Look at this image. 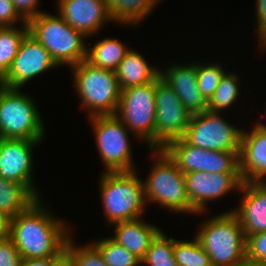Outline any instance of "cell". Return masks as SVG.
I'll return each mask as SVG.
<instances>
[{
    "mask_svg": "<svg viewBox=\"0 0 266 266\" xmlns=\"http://www.w3.org/2000/svg\"><path fill=\"white\" fill-rule=\"evenodd\" d=\"M47 208L38 198L10 219L9 238L21 258H57L64 251L66 241L73 233L71 224Z\"/></svg>",
    "mask_w": 266,
    "mask_h": 266,
    "instance_id": "1",
    "label": "cell"
},
{
    "mask_svg": "<svg viewBox=\"0 0 266 266\" xmlns=\"http://www.w3.org/2000/svg\"><path fill=\"white\" fill-rule=\"evenodd\" d=\"M195 237L212 266H240L246 261L247 238L238 217L230 210L203 221Z\"/></svg>",
    "mask_w": 266,
    "mask_h": 266,
    "instance_id": "2",
    "label": "cell"
},
{
    "mask_svg": "<svg viewBox=\"0 0 266 266\" xmlns=\"http://www.w3.org/2000/svg\"><path fill=\"white\" fill-rule=\"evenodd\" d=\"M100 200L106 223L113 224L144 217L147 207L144 183L137 170L130 172H101Z\"/></svg>",
    "mask_w": 266,
    "mask_h": 266,
    "instance_id": "3",
    "label": "cell"
},
{
    "mask_svg": "<svg viewBox=\"0 0 266 266\" xmlns=\"http://www.w3.org/2000/svg\"><path fill=\"white\" fill-rule=\"evenodd\" d=\"M151 151L154 160L146 180L143 179L146 204L156 203L175 214H197L189 202L184 173L163 149Z\"/></svg>",
    "mask_w": 266,
    "mask_h": 266,
    "instance_id": "4",
    "label": "cell"
},
{
    "mask_svg": "<svg viewBox=\"0 0 266 266\" xmlns=\"http://www.w3.org/2000/svg\"><path fill=\"white\" fill-rule=\"evenodd\" d=\"M27 24L29 34L43 45L59 67L70 68L86 59V37L66 23L58 13L42 12Z\"/></svg>",
    "mask_w": 266,
    "mask_h": 266,
    "instance_id": "5",
    "label": "cell"
},
{
    "mask_svg": "<svg viewBox=\"0 0 266 266\" xmlns=\"http://www.w3.org/2000/svg\"><path fill=\"white\" fill-rule=\"evenodd\" d=\"M75 92L80 105L92 116L115 115L121 89L113 70L93 66L86 59L71 66Z\"/></svg>",
    "mask_w": 266,
    "mask_h": 266,
    "instance_id": "6",
    "label": "cell"
},
{
    "mask_svg": "<svg viewBox=\"0 0 266 266\" xmlns=\"http://www.w3.org/2000/svg\"><path fill=\"white\" fill-rule=\"evenodd\" d=\"M44 125L32 96L0 85V132L4 139L44 140Z\"/></svg>",
    "mask_w": 266,
    "mask_h": 266,
    "instance_id": "7",
    "label": "cell"
},
{
    "mask_svg": "<svg viewBox=\"0 0 266 266\" xmlns=\"http://www.w3.org/2000/svg\"><path fill=\"white\" fill-rule=\"evenodd\" d=\"M95 143L104 165L103 172L135 171L129 130L116 115L92 116Z\"/></svg>",
    "mask_w": 266,
    "mask_h": 266,
    "instance_id": "8",
    "label": "cell"
},
{
    "mask_svg": "<svg viewBox=\"0 0 266 266\" xmlns=\"http://www.w3.org/2000/svg\"><path fill=\"white\" fill-rule=\"evenodd\" d=\"M155 80L121 90L116 116L135 139L155 149Z\"/></svg>",
    "mask_w": 266,
    "mask_h": 266,
    "instance_id": "9",
    "label": "cell"
},
{
    "mask_svg": "<svg viewBox=\"0 0 266 266\" xmlns=\"http://www.w3.org/2000/svg\"><path fill=\"white\" fill-rule=\"evenodd\" d=\"M222 115V116H221ZM243 128L230 124L223 113L203 111L192 114L185 134L187 143L208 151L240 152Z\"/></svg>",
    "mask_w": 266,
    "mask_h": 266,
    "instance_id": "10",
    "label": "cell"
},
{
    "mask_svg": "<svg viewBox=\"0 0 266 266\" xmlns=\"http://www.w3.org/2000/svg\"><path fill=\"white\" fill-rule=\"evenodd\" d=\"M155 106V149H163L184 136L192 114L160 75L155 79Z\"/></svg>",
    "mask_w": 266,
    "mask_h": 266,
    "instance_id": "11",
    "label": "cell"
},
{
    "mask_svg": "<svg viewBox=\"0 0 266 266\" xmlns=\"http://www.w3.org/2000/svg\"><path fill=\"white\" fill-rule=\"evenodd\" d=\"M41 142L43 140L3 138L0 143V176L24 185L37 199L41 198V193L33 179V148Z\"/></svg>",
    "mask_w": 266,
    "mask_h": 266,
    "instance_id": "12",
    "label": "cell"
},
{
    "mask_svg": "<svg viewBox=\"0 0 266 266\" xmlns=\"http://www.w3.org/2000/svg\"><path fill=\"white\" fill-rule=\"evenodd\" d=\"M59 68L50 53L29 33L22 40L18 53L0 85L6 88L22 89L25 84L47 70Z\"/></svg>",
    "mask_w": 266,
    "mask_h": 266,
    "instance_id": "13",
    "label": "cell"
},
{
    "mask_svg": "<svg viewBox=\"0 0 266 266\" xmlns=\"http://www.w3.org/2000/svg\"><path fill=\"white\" fill-rule=\"evenodd\" d=\"M187 195L196 215L208 210V203L222 197L239 193L242 184L240 173L189 172L184 174Z\"/></svg>",
    "mask_w": 266,
    "mask_h": 266,
    "instance_id": "14",
    "label": "cell"
},
{
    "mask_svg": "<svg viewBox=\"0 0 266 266\" xmlns=\"http://www.w3.org/2000/svg\"><path fill=\"white\" fill-rule=\"evenodd\" d=\"M56 2L57 13L86 39L100 32L106 23L113 22L105 0H57Z\"/></svg>",
    "mask_w": 266,
    "mask_h": 266,
    "instance_id": "15",
    "label": "cell"
},
{
    "mask_svg": "<svg viewBox=\"0 0 266 266\" xmlns=\"http://www.w3.org/2000/svg\"><path fill=\"white\" fill-rule=\"evenodd\" d=\"M160 77L177 94L181 103L191 113L207 111V101L202 96L197 82V62L188 64H170L164 70L160 68Z\"/></svg>",
    "mask_w": 266,
    "mask_h": 266,
    "instance_id": "16",
    "label": "cell"
},
{
    "mask_svg": "<svg viewBox=\"0 0 266 266\" xmlns=\"http://www.w3.org/2000/svg\"><path fill=\"white\" fill-rule=\"evenodd\" d=\"M242 130L239 169L244 183H266V131Z\"/></svg>",
    "mask_w": 266,
    "mask_h": 266,
    "instance_id": "17",
    "label": "cell"
},
{
    "mask_svg": "<svg viewBox=\"0 0 266 266\" xmlns=\"http://www.w3.org/2000/svg\"><path fill=\"white\" fill-rule=\"evenodd\" d=\"M239 192L240 204L230 211L238 217L245 236L266 231V183L242 182Z\"/></svg>",
    "mask_w": 266,
    "mask_h": 266,
    "instance_id": "18",
    "label": "cell"
},
{
    "mask_svg": "<svg viewBox=\"0 0 266 266\" xmlns=\"http://www.w3.org/2000/svg\"><path fill=\"white\" fill-rule=\"evenodd\" d=\"M114 235L110 236L140 261L149 249L151 241L161 231L159 226L147 222L143 217L113 224Z\"/></svg>",
    "mask_w": 266,
    "mask_h": 266,
    "instance_id": "19",
    "label": "cell"
},
{
    "mask_svg": "<svg viewBox=\"0 0 266 266\" xmlns=\"http://www.w3.org/2000/svg\"><path fill=\"white\" fill-rule=\"evenodd\" d=\"M146 60L143 54L132 48L125 55L115 70L121 90L153 82L160 75V69Z\"/></svg>",
    "mask_w": 266,
    "mask_h": 266,
    "instance_id": "20",
    "label": "cell"
},
{
    "mask_svg": "<svg viewBox=\"0 0 266 266\" xmlns=\"http://www.w3.org/2000/svg\"><path fill=\"white\" fill-rule=\"evenodd\" d=\"M107 11L117 25L139 26L152 12L157 0H105Z\"/></svg>",
    "mask_w": 266,
    "mask_h": 266,
    "instance_id": "21",
    "label": "cell"
},
{
    "mask_svg": "<svg viewBox=\"0 0 266 266\" xmlns=\"http://www.w3.org/2000/svg\"><path fill=\"white\" fill-rule=\"evenodd\" d=\"M163 150L184 174L189 172L207 173L208 150L195 147L183 138L170 141Z\"/></svg>",
    "mask_w": 266,
    "mask_h": 266,
    "instance_id": "22",
    "label": "cell"
},
{
    "mask_svg": "<svg viewBox=\"0 0 266 266\" xmlns=\"http://www.w3.org/2000/svg\"><path fill=\"white\" fill-rule=\"evenodd\" d=\"M118 38L105 37L87 47L86 60L93 66L115 71L131 48Z\"/></svg>",
    "mask_w": 266,
    "mask_h": 266,
    "instance_id": "23",
    "label": "cell"
},
{
    "mask_svg": "<svg viewBox=\"0 0 266 266\" xmlns=\"http://www.w3.org/2000/svg\"><path fill=\"white\" fill-rule=\"evenodd\" d=\"M36 200L24 185L0 176V212L10 219L25 211Z\"/></svg>",
    "mask_w": 266,
    "mask_h": 266,
    "instance_id": "24",
    "label": "cell"
},
{
    "mask_svg": "<svg viewBox=\"0 0 266 266\" xmlns=\"http://www.w3.org/2000/svg\"><path fill=\"white\" fill-rule=\"evenodd\" d=\"M240 78L235 72L226 71L221 77L220 83L207 102V110L213 113H223L239 100Z\"/></svg>",
    "mask_w": 266,
    "mask_h": 266,
    "instance_id": "25",
    "label": "cell"
},
{
    "mask_svg": "<svg viewBox=\"0 0 266 266\" xmlns=\"http://www.w3.org/2000/svg\"><path fill=\"white\" fill-rule=\"evenodd\" d=\"M20 26L0 27V81L7 74L22 40L29 33L28 24Z\"/></svg>",
    "mask_w": 266,
    "mask_h": 266,
    "instance_id": "26",
    "label": "cell"
},
{
    "mask_svg": "<svg viewBox=\"0 0 266 266\" xmlns=\"http://www.w3.org/2000/svg\"><path fill=\"white\" fill-rule=\"evenodd\" d=\"M174 238L160 231L151 241L149 249L141 260L142 266H178L174 258Z\"/></svg>",
    "mask_w": 266,
    "mask_h": 266,
    "instance_id": "27",
    "label": "cell"
},
{
    "mask_svg": "<svg viewBox=\"0 0 266 266\" xmlns=\"http://www.w3.org/2000/svg\"><path fill=\"white\" fill-rule=\"evenodd\" d=\"M173 253L178 266H212L209 255L195 236L190 241L174 238Z\"/></svg>",
    "mask_w": 266,
    "mask_h": 266,
    "instance_id": "28",
    "label": "cell"
},
{
    "mask_svg": "<svg viewBox=\"0 0 266 266\" xmlns=\"http://www.w3.org/2000/svg\"><path fill=\"white\" fill-rule=\"evenodd\" d=\"M101 252L108 266H141V261L111 237L92 242Z\"/></svg>",
    "mask_w": 266,
    "mask_h": 266,
    "instance_id": "29",
    "label": "cell"
},
{
    "mask_svg": "<svg viewBox=\"0 0 266 266\" xmlns=\"http://www.w3.org/2000/svg\"><path fill=\"white\" fill-rule=\"evenodd\" d=\"M73 233L68 237L64 251L71 257L74 266H108L99 251L92 243H75Z\"/></svg>",
    "mask_w": 266,
    "mask_h": 266,
    "instance_id": "30",
    "label": "cell"
},
{
    "mask_svg": "<svg viewBox=\"0 0 266 266\" xmlns=\"http://www.w3.org/2000/svg\"><path fill=\"white\" fill-rule=\"evenodd\" d=\"M227 70L223 68L218 62L216 63H201L197 62V82L199 90L205 100L208 102L209 99L215 93L218 84L220 83L221 77Z\"/></svg>",
    "mask_w": 266,
    "mask_h": 266,
    "instance_id": "31",
    "label": "cell"
},
{
    "mask_svg": "<svg viewBox=\"0 0 266 266\" xmlns=\"http://www.w3.org/2000/svg\"><path fill=\"white\" fill-rule=\"evenodd\" d=\"M207 173H240L239 152L208 151Z\"/></svg>",
    "mask_w": 266,
    "mask_h": 266,
    "instance_id": "32",
    "label": "cell"
},
{
    "mask_svg": "<svg viewBox=\"0 0 266 266\" xmlns=\"http://www.w3.org/2000/svg\"><path fill=\"white\" fill-rule=\"evenodd\" d=\"M246 260L266 265V231L247 236Z\"/></svg>",
    "mask_w": 266,
    "mask_h": 266,
    "instance_id": "33",
    "label": "cell"
},
{
    "mask_svg": "<svg viewBox=\"0 0 266 266\" xmlns=\"http://www.w3.org/2000/svg\"><path fill=\"white\" fill-rule=\"evenodd\" d=\"M27 22L18 14L12 0H0V27H14Z\"/></svg>",
    "mask_w": 266,
    "mask_h": 266,
    "instance_id": "34",
    "label": "cell"
},
{
    "mask_svg": "<svg viewBox=\"0 0 266 266\" xmlns=\"http://www.w3.org/2000/svg\"><path fill=\"white\" fill-rule=\"evenodd\" d=\"M21 256L13 241L7 237L0 239V266H20Z\"/></svg>",
    "mask_w": 266,
    "mask_h": 266,
    "instance_id": "35",
    "label": "cell"
},
{
    "mask_svg": "<svg viewBox=\"0 0 266 266\" xmlns=\"http://www.w3.org/2000/svg\"><path fill=\"white\" fill-rule=\"evenodd\" d=\"M40 2V0H12L15 10L26 22L45 12L39 9Z\"/></svg>",
    "mask_w": 266,
    "mask_h": 266,
    "instance_id": "36",
    "label": "cell"
},
{
    "mask_svg": "<svg viewBox=\"0 0 266 266\" xmlns=\"http://www.w3.org/2000/svg\"><path fill=\"white\" fill-rule=\"evenodd\" d=\"M255 30L257 40L266 32V0H255Z\"/></svg>",
    "mask_w": 266,
    "mask_h": 266,
    "instance_id": "37",
    "label": "cell"
},
{
    "mask_svg": "<svg viewBox=\"0 0 266 266\" xmlns=\"http://www.w3.org/2000/svg\"><path fill=\"white\" fill-rule=\"evenodd\" d=\"M56 258H21L20 266H51Z\"/></svg>",
    "mask_w": 266,
    "mask_h": 266,
    "instance_id": "38",
    "label": "cell"
},
{
    "mask_svg": "<svg viewBox=\"0 0 266 266\" xmlns=\"http://www.w3.org/2000/svg\"><path fill=\"white\" fill-rule=\"evenodd\" d=\"M10 218L0 212V239L9 237Z\"/></svg>",
    "mask_w": 266,
    "mask_h": 266,
    "instance_id": "39",
    "label": "cell"
},
{
    "mask_svg": "<svg viewBox=\"0 0 266 266\" xmlns=\"http://www.w3.org/2000/svg\"><path fill=\"white\" fill-rule=\"evenodd\" d=\"M51 266H74L71 257L63 251L52 263Z\"/></svg>",
    "mask_w": 266,
    "mask_h": 266,
    "instance_id": "40",
    "label": "cell"
},
{
    "mask_svg": "<svg viewBox=\"0 0 266 266\" xmlns=\"http://www.w3.org/2000/svg\"><path fill=\"white\" fill-rule=\"evenodd\" d=\"M257 44H259V52L261 51V53H264V50L266 52V32L258 39Z\"/></svg>",
    "mask_w": 266,
    "mask_h": 266,
    "instance_id": "41",
    "label": "cell"
},
{
    "mask_svg": "<svg viewBox=\"0 0 266 266\" xmlns=\"http://www.w3.org/2000/svg\"><path fill=\"white\" fill-rule=\"evenodd\" d=\"M252 125H254L256 128L266 131V123L264 124L258 121L257 123L255 122Z\"/></svg>",
    "mask_w": 266,
    "mask_h": 266,
    "instance_id": "42",
    "label": "cell"
},
{
    "mask_svg": "<svg viewBox=\"0 0 266 266\" xmlns=\"http://www.w3.org/2000/svg\"><path fill=\"white\" fill-rule=\"evenodd\" d=\"M240 266H266V265L265 264H256V263H252V262H249V261L246 260Z\"/></svg>",
    "mask_w": 266,
    "mask_h": 266,
    "instance_id": "43",
    "label": "cell"
},
{
    "mask_svg": "<svg viewBox=\"0 0 266 266\" xmlns=\"http://www.w3.org/2000/svg\"><path fill=\"white\" fill-rule=\"evenodd\" d=\"M2 139H3V137H2L1 132H0V143H1Z\"/></svg>",
    "mask_w": 266,
    "mask_h": 266,
    "instance_id": "44",
    "label": "cell"
}]
</instances>
